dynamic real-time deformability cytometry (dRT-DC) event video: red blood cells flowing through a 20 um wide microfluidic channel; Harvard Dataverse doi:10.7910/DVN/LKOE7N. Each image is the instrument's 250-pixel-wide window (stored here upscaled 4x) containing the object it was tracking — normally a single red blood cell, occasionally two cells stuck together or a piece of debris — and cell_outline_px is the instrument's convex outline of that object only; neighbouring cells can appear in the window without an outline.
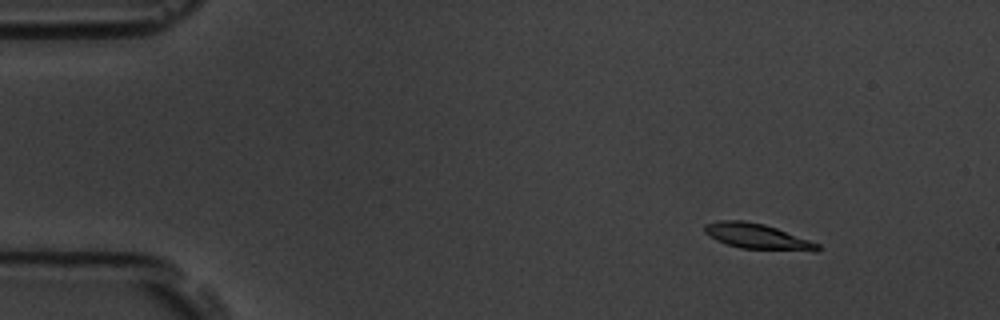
{"species": "common noctule bat (a hibernating species)", "species_latin": "Nyctalus noctula", "temperature_condition": "room temperature", "stored_images_in_passage": 6, "camera_frame_rate_fps": 3000, "um_per_image_px": 0.085, "animal": {"sex": "male", "body_mass_g": 19.5, "forearm_length_mm": 54.6}, "frame": {"image": 1, "passage_image": 2, "time_ms": 0.333, "image_size_px": [1000, 320], "cell_outline_px": [[820, 248], [816, 252], [740, 248], [716, 240], [708, 236], [704, 232], [704, 224], [720, 220], [744, 220], [764, 224], [776, 228], [820, 244]], "centroid_in_image_um": [64.37, 20.1], "position_along_channel_um": 20.6, "area_um2": 16.82}}
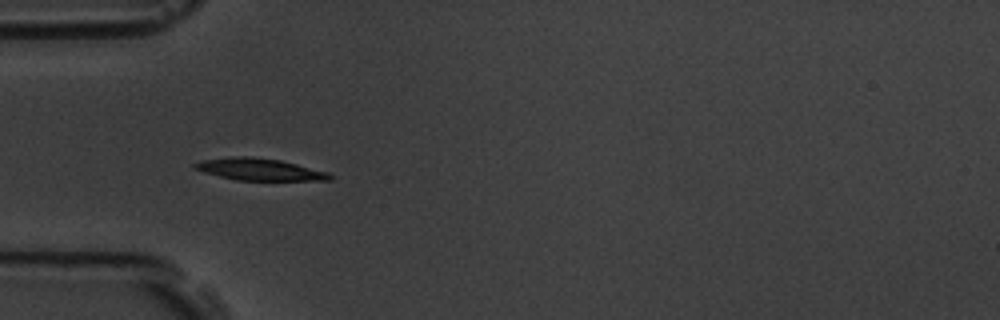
{"frame": {"image": 2, "passage_image": 5, "time_ms": 1.333, "image_size_px": [1000, 320], "cell_outline_px": [[336, 176], [332, 180], [236, 180], [204, 172], [192, 168], [192, 164], [200, 160], [232, 156], [248, 156], [280, 160], [328, 172]], "centroid_in_image_um": [22.04, 14.39], "position_along_channel_um": 63.0, "area_um2": 17.34}}
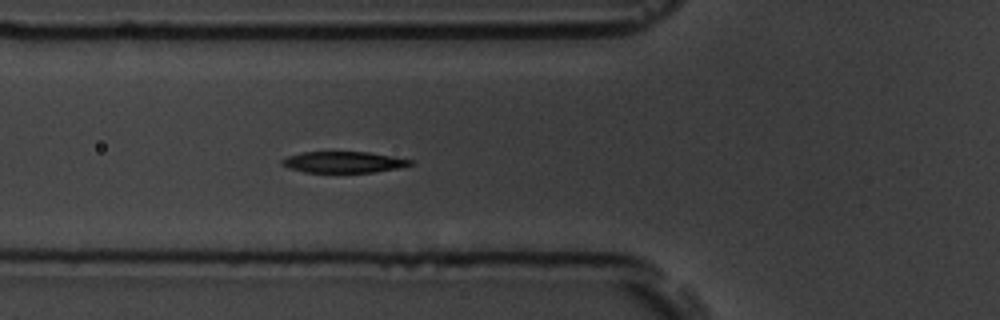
{"frame": {"image": 3, "passage_image": 6, "time_ms": 1.667, "image_size_px": [1000, 320], "cell_outline_px": [[412, 164], [400, 168], [372, 172], [304, 172], [288, 168], [280, 164], [280, 160], [288, 156], [304, 152], [368, 152], [392, 156], [412, 160]], "centroid_in_image_um": [29.17, 13.78], "position_along_channel_um": 96.6, "area_um2": 15.78}}